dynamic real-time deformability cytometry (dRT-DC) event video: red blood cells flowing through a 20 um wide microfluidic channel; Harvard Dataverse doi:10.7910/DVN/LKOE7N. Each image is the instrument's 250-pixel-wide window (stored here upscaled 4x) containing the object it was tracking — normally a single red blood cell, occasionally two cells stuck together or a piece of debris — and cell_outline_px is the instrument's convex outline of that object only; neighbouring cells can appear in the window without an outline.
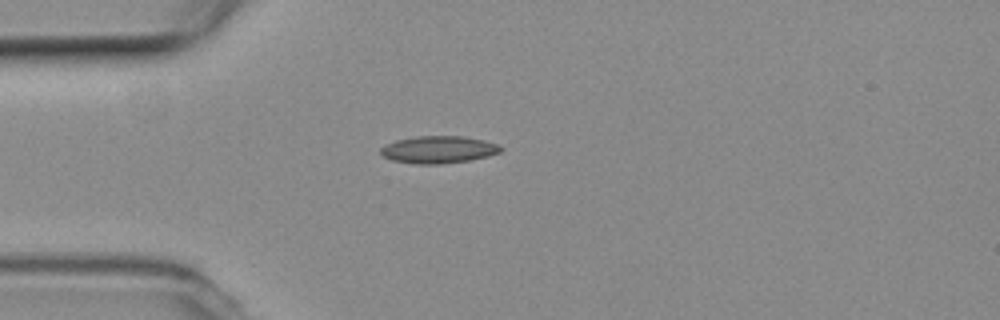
{"species": "common noctule bat (a hibernating species)", "species_latin": "Nyctalus noctula", "temperature_condition": "room temperature", "stored_images_in_passage": 22, "camera_frame_rate_fps": 3000, "um_per_image_px": 0.085, "animal": {"sex": "female", "body_mass_g": 19.3, "forearm_length_mm": 54.1}, "frame": {"image": 1, "passage_image": 1, "time_ms": 0.0, "image_size_px": [1000, 320], "cell_outline_px": [[504, 148], [500, 152], [488, 156], [468, 160], [440, 164], [416, 164], [392, 160], [384, 156], [380, 152], [380, 148], [384, 144], [396, 140], [416, 136], [460, 136], [484, 140], [500, 144]], "centroid_in_image_um": [37.28, 12.71], "position_along_channel_um": 47.7, "area_um2": 19.13}}
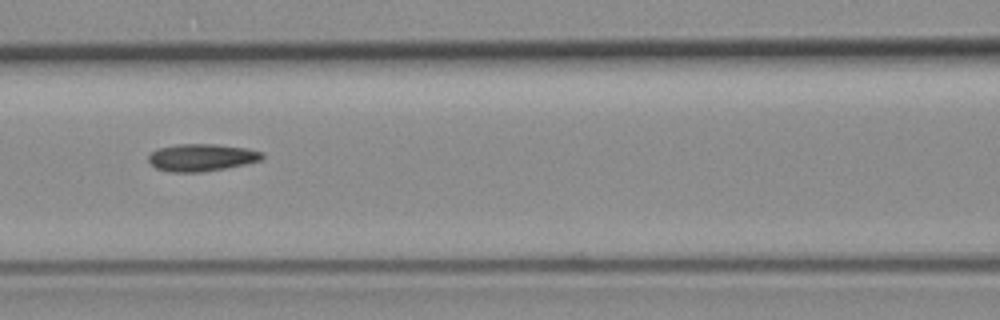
{"frame": {"image": 2, "passage_image": 10, "time_ms": 3.0, "image_size_px": [1000, 320], "cell_outline_px": [[264, 156], [260, 160], [244, 164], [224, 168], [200, 172], [168, 172], [156, 168], [148, 160], [148, 156], [156, 148], [176, 144], [216, 144], [244, 148], [264, 152]], "centroid_in_image_um": [17.09, 13.38], "position_along_channel_um": 149.5, "area_um2": 18.03}}
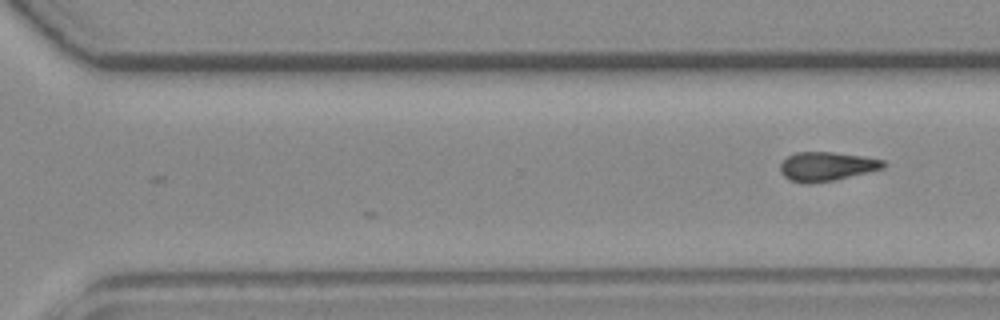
{"frame": {"image": 3, "passage_image": 22, "time_ms": 7.0, "image_size_px": [1000, 320], "cell_outline_px": [[888, 164], [884, 168], [836, 180], [812, 184], [804, 184], [792, 180], [784, 176], [780, 172], [780, 164], [788, 156], [796, 152], [832, 152], [860, 156], [884, 160]], "centroid_in_image_um": [70.27, 14.16], "position_along_channel_um": 300.3, "area_um2": 17.51}}